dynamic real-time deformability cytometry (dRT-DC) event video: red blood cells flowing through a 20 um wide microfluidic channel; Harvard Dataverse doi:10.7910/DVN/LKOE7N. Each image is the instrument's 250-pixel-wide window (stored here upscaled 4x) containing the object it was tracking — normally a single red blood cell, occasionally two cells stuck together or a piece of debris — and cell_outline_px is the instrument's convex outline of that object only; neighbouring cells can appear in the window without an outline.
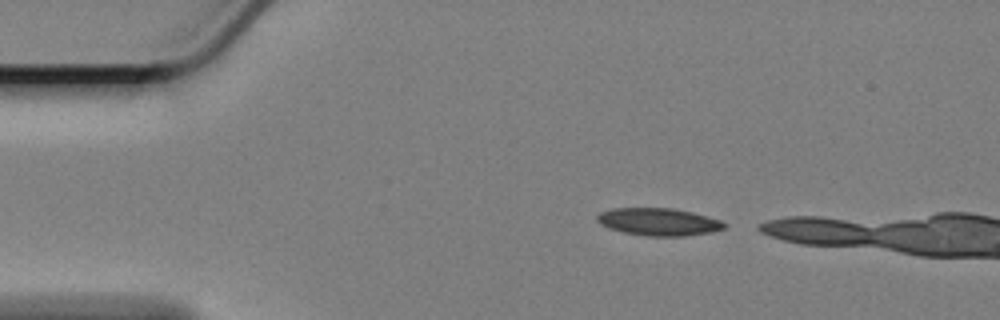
{"species": "Egyptian fruit bat (a non-hibernating species)", "species_latin": "Rousettus aegyptiacus", "temperature_condition": "cold", "stored_images_in_passage": 6, "camera_frame_rate_fps": 3000, "um_per_image_px": 0.085, "animal": {"sex": "female"}, "frame": {"image": 1, "passage_image": 1, "time_ms": 0.0, "image_size_px": [1000, 320], "cell_outline_px": [[728, 224], [724, 228], [708, 232], [684, 236], [648, 236], [624, 232], [608, 228], [600, 224], [596, 220], [596, 216], [600, 212], [612, 208], [672, 208], [692, 212], [720, 220]], "centroid_in_image_um": [55.94, 18.85], "position_along_channel_um": 29.1, "area_um2": 20.29}}